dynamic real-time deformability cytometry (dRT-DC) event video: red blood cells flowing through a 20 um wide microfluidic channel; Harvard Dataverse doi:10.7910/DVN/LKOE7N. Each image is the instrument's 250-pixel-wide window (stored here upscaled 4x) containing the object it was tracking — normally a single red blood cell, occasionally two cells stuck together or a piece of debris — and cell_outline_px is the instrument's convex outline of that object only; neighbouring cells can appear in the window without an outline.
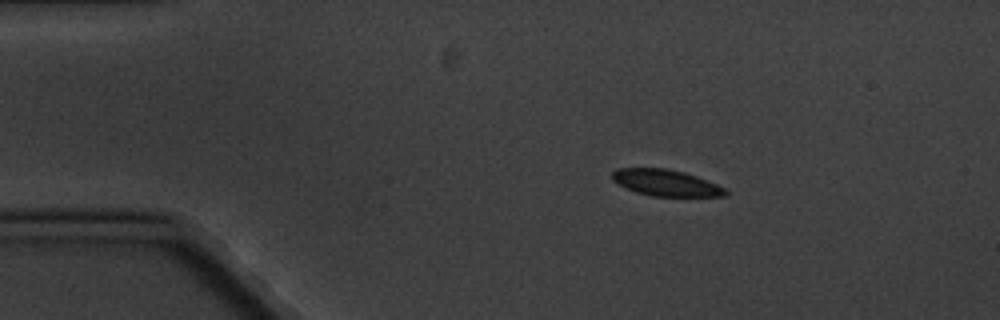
{"species": "common noctule bat (a hibernating species)", "species_latin": "Nyctalus noctula", "temperature_condition": "cold", "stored_images_in_passage": 4, "camera_frame_rate_fps": 3000, "um_per_image_px": 0.085, "animal": {"sex": "male", "body_mass_g": 20.1, "forearm_length_mm": 53.5}, "frame": {"image": 1, "passage_image": 2, "time_ms": 1.333, "image_size_px": [1000, 320], "cell_outline_px": [[728, 196], [652, 196], [636, 192], [612, 180], [612, 172], [616, 168], [664, 168], [684, 172], [696, 176], [716, 184], [724, 188], [728, 192]], "centroid_in_image_um": [56.6, 15.53], "position_along_channel_um": 28.4, "area_um2": 17.22}}